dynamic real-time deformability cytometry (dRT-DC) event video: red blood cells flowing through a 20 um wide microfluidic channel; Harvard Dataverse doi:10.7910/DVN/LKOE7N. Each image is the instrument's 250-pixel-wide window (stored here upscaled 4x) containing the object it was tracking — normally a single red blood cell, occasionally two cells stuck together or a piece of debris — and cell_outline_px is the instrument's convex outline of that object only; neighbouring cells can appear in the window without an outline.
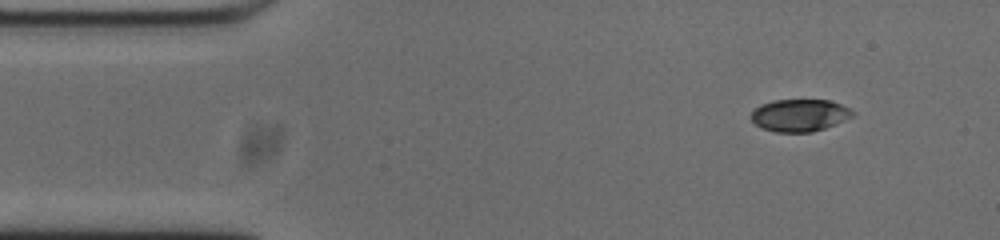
{"species": "common noctule bat (a hibernating species)", "species_latin": "Nyctalus noctula", "temperature_condition": "cold", "stored_images_in_passage": 49, "camera_frame_rate_fps": 3000, "um_per_image_px": 0.085, "animal": {"sex": "male", "body_mass_g": 20.0, "forearm_length_mm": 53.3}, "frame": {"image": 1, "passage_image": 1, "time_ms": 0.0, "image_size_px": [1000, 240], "cell_outline_px": [[856, 112], [852, 116], [836, 124], [812, 132], [776, 132], [760, 128], [752, 120], [752, 112], [760, 104], [772, 100], [832, 100]], "centroid_in_image_um": [67.96, 9.79], "position_along_channel_um": 17.0, "area_um2": 19.07}}
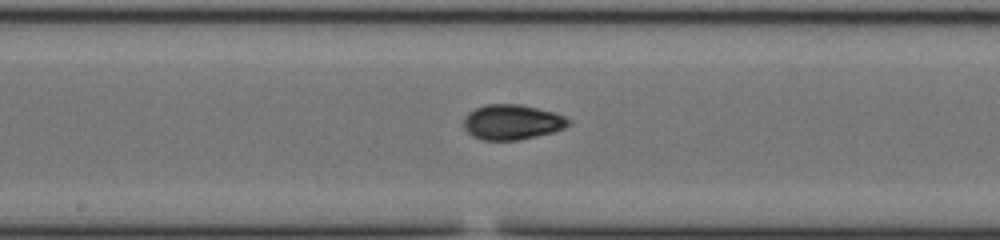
{"frame": {"image": 2, "passage_image": 22, "time_ms": 7.0, "image_size_px": [1000, 240], "cell_outline_px": [[572, 124], [564, 128], [552, 132], [536, 136], [516, 140], [480, 140], [472, 136], [464, 128], [464, 116], [468, 112], [484, 104], [520, 104], [556, 112], [572, 120]], "centroid_in_image_um": [43.54, 10.37], "position_along_channel_um": 204.7, "area_um2": 21.68}}
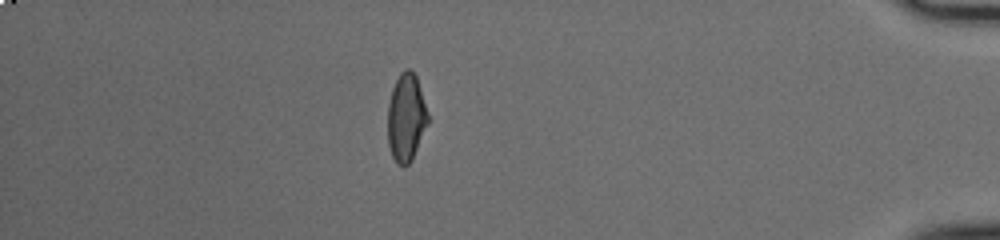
{"frame": {"image": 3, "passage_image": 42, "time_ms": 13.667, "image_size_px": [1000, 240], "cell_outline_px": [[428, 124], [412, 160], [404, 168], [396, 164], [392, 156], [388, 144], [388, 104], [392, 88], [400, 72], [404, 68], [412, 68], [416, 76], [420, 88], [428, 116]], "centroid_in_image_um": [34.51, 10.01], "position_along_channel_um": 400.7, "area_um2": 20.75}, "authors_computed_cell_mechanics": {"area_um2": 20.6346, "velocity_mm_per_s": 3.7427, "shape_relaxation_time_tau1_ms": 6.0716, "shape_relaxation_time_tau2_ms": 2.2119, "deformation_change_tau1": 0.2009, "deformation_change_tau2": 0.0448}}